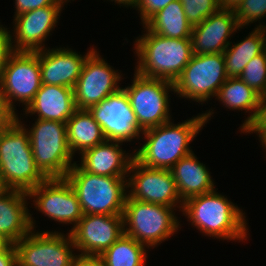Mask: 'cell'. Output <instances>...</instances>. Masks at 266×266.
<instances>
[{"label": "cell", "mask_w": 266, "mask_h": 266, "mask_svg": "<svg viewBox=\"0 0 266 266\" xmlns=\"http://www.w3.org/2000/svg\"><path fill=\"white\" fill-rule=\"evenodd\" d=\"M214 112L208 111L187 121L174 124L170 121L142 132L146 142L134 159L145 167L171 169L180 159L192 153L189 144L208 122Z\"/></svg>", "instance_id": "obj_1"}, {"label": "cell", "mask_w": 266, "mask_h": 266, "mask_svg": "<svg viewBox=\"0 0 266 266\" xmlns=\"http://www.w3.org/2000/svg\"><path fill=\"white\" fill-rule=\"evenodd\" d=\"M182 212L205 235L223 240H246L245 213L215 190L187 199Z\"/></svg>", "instance_id": "obj_2"}, {"label": "cell", "mask_w": 266, "mask_h": 266, "mask_svg": "<svg viewBox=\"0 0 266 266\" xmlns=\"http://www.w3.org/2000/svg\"><path fill=\"white\" fill-rule=\"evenodd\" d=\"M143 28L146 33L135 40L139 60L135 72L174 83L193 55L191 38H167Z\"/></svg>", "instance_id": "obj_3"}, {"label": "cell", "mask_w": 266, "mask_h": 266, "mask_svg": "<svg viewBox=\"0 0 266 266\" xmlns=\"http://www.w3.org/2000/svg\"><path fill=\"white\" fill-rule=\"evenodd\" d=\"M19 118L0 139V174L10 190L29 192L47 177L36 166L29 134Z\"/></svg>", "instance_id": "obj_4"}, {"label": "cell", "mask_w": 266, "mask_h": 266, "mask_svg": "<svg viewBox=\"0 0 266 266\" xmlns=\"http://www.w3.org/2000/svg\"><path fill=\"white\" fill-rule=\"evenodd\" d=\"M65 178L77 194L83 215H123L128 193L126 177L86 172L75 162Z\"/></svg>", "instance_id": "obj_5"}, {"label": "cell", "mask_w": 266, "mask_h": 266, "mask_svg": "<svg viewBox=\"0 0 266 266\" xmlns=\"http://www.w3.org/2000/svg\"><path fill=\"white\" fill-rule=\"evenodd\" d=\"M173 209L174 207L143 202L127 196L123 212L126 227L124 234L148 246L147 248L159 245L180 228Z\"/></svg>", "instance_id": "obj_6"}, {"label": "cell", "mask_w": 266, "mask_h": 266, "mask_svg": "<svg viewBox=\"0 0 266 266\" xmlns=\"http://www.w3.org/2000/svg\"><path fill=\"white\" fill-rule=\"evenodd\" d=\"M36 166L47 178H65L73 154L67 140L66 123L37 119L27 131Z\"/></svg>", "instance_id": "obj_7"}, {"label": "cell", "mask_w": 266, "mask_h": 266, "mask_svg": "<svg viewBox=\"0 0 266 266\" xmlns=\"http://www.w3.org/2000/svg\"><path fill=\"white\" fill-rule=\"evenodd\" d=\"M227 78L223 53L193 54L174 82V93L204 103L217 96Z\"/></svg>", "instance_id": "obj_8"}, {"label": "cell", "mask_w": 266, "mask_h": 266, "mask_svg": "<svg viewBox=\"0 0 266 266\" xmlns=\"http://www.w3.org/2000/svg\"><path fill=\"white\" fill-rule=\"evenodd\" d=\"M132 82L131 86L123 89L128 95L138 125L146 130L171 121L168 92H174V83L142 77L136 72Z\"/></svg>", "instance_id": "obj_9"}, {"label": "cell", "mask_w": 266, "mask_h": 266, "mask_svg": "<svg viewBox=\"0 0 266 266\" xmlns=\"http://www.w3.org/2000/svg\"><path fill=\"white\" fill-rule=\"evenodd\" d=\"M14 246L17 266H71L75 256L72 252L75 246L70 233L65 236L64 233L55 231L38 233L31 230Z\"/></svg>", "instance_id": "obj_10"}, {"label": "cell", "mask_w": 266, "mask_h": 266, "mask_svg": "<svg viewBox=\"0 0 266 266\" xmlns=\"http://www.w3.org/2000/svg\"><path fill=\"white\" fill-rule=\"evenodd\" d=\"M128 172V177L133 173L127 180L128 197L175 208L180 203L182 211L183 201L170 169L145 167L133 159Z\"/></svg>", "instance_id": "obj_11"}, {"label": "cell", "mask_w": 266, "mask_h": 266, "mask_svg": "<svg viewBox=\"0 0 266 266\" xmlns=\"http://www.w3.org/2000/svg\"><path fill=\"white\" fill-rule=\"evenodd\" d=\"M41 73L37 52H16L8 58L0 77V86L9 106L15 111L14 102L25 104V109L33 101L41 88Z\"/></svg>", "instance_id": "obj_12"}, {"label": "cell", "mask_w": 266, "mask_h": 266, "mask_svg": "<svg viewBox=\"0 0 266 266\" xmlns=\"http://www.w3.org/2000/svg\"><path fill=\"white\" fill-rule=\"evenodd\" d=\"M94 50L85 60L73 91L76 109L98 105L120 87L121 75Z\"/></svg>", "instance_id": "obj_13"}, {"label": "cell", "mask_w": 266, "mask_h": 266, "mask_svg": "<svg viewBox=\"0 0 266 266\" xmlns=\"http://www.w3.org/2000/svg\"><path fill=\"white\" fill-rule=\"evenodd\" d=\"M88 110L101 126L106 140L131 142L144 131L138 125L128 95L122 87Z\"/></svg>", "instance_id": "obj_14"}, {"label": "cell", "mask_w": 266, "mask_h": 266, "mask_svg": "<svg viewBox=\"0 0 266 266\" xmlns=\"http://www.w3.org/2000/svg\"><path fill=\"white\" fill-rule=\"evenodd\" d=\"M34 197L35 209L47 215L51 220L75 227L83 217L80 202L66 178H47L28 192Z\"/></svg>", "instance_id": "obj_15"}, {"label": "cell", "mask_w": 266, "mask_h": 266, "mask_svg": "<svg viewBox=\"0 0 266 266\" xmlns=\"http://www.w3.org/2000/svg\"><path fill=\"white\" fill-rule=\"evenodd\" d=\"M124 228L123 215L85 214L69 233L81 254L101 255L124 235Z\"/></svg>", "instance_id": "obj_16"}, {"label": "cell", "mask_w": 266, "mask_h": 266, "mask_svg": "<svg viewBox=\"0 0 266 266\" xmlns=\"http://www.w3.org/2000/svg\"><path fill=\"white\" fill-rule=\"evenodd\" d=\"M62 7L50 5L15 16V39L11 41L15 44L12 45L13 51L37 52L46 49L43 42L56 27Z\"/></svg>", "instance_id": "obj_17"}, {"label": "cell", "mask_w": 266, "mask_h": 266, "mask_svg": "<svg viewBox=\"0 0 266 266\" xmlns=\"http://www.w3.org/2000/svg\"><path fill=\"white\" fill-rule=\"evenodd\" d=\"M239 28L235 12L220 9L192 27V53L195 55L223 53L231 44L228 38H231Z\"/></svg>", "instance_id": "obj_18"}, {"label": "cell", "mask_w": 266, "mask_h": 266, "mask_svg": "<svg viewBox=\"0 0 266 266\" xmlns=\"http://www.w3.org/2000/svg\"><path fill=\"white\" fill-rule=\"evenodd\" d=\"M94 50L92 48L83 56L65 47L37 51L42 84L73 89L81 75L85 60Z\"/></svg>", "instance_id": "obj_19"}, {"label": "cell", "mask_w": 266, "mask_h": 266, "mask_svg": "<svg viewBox=\"0 0 266 266\" xmlns=\"http://www.w3.org/2000/svg\"><path fill=\"white\" fill-rule=\"evenodd\" d=\"M121 143L123 142L105 140L85 150L81 154V164L78 165L84 171L100 176L128 177L134 154H125L126 151H123L122 147L120 149Z\"/></svg>", "instance_id": "obj_20"}, {"label": "cell", "mask_w": 266, "mask_h": 266, "mask_svg": "<svg viewBox=\"0 0 266 266\" xmlns=\"http://www.w3.org/2000/svg\"><path fill=\"white\" fill-rule=\"evenodd\" d=\"M28 192L9 190L0 198V236L15 244L34 230L32 215L27 209Z\"/></svg>", "instance_id": "obj_21"}, {"label": "cell", "mask_w": 266, "mask_h": 266, "mask_svg": "<svg viewBox=\"0 0 266 266\" xmlns=\"http://www.w3.org/2000/svg\"><path fill=\"white\" fill-rule=\"evenodd\" d=\"M25 114L38 115L37 119L66 123L76 110L72 88L42 84Z\"/></svg>", "instance_id": "obj_22"}, {"label": "cell", "mask_w": 266, "mask_h": 266, "mask_svg": "<svg viewBox=\"0 0 266 266\" xmlns=\"http://www.w3.org/2000/svg\"><path fill=\"white\" fill-rule=\"evenodd\" d=\"M181 200L216 190L205 164L194 153L180 159L171 169Z\"/></svg>", "instance_id": "obj_23"}, {"label": "cell", "mask_w": 266, "mask_h": 266, "mask_svg": "<svg viewBox=\"0 0 266 266\" xmlns=\"http://www.w3.org/2000/svg\"><path fill=\"white\" fill-rule=\"evenodd\" d=\"M67 140L73 155H80L106 140L101 126L88 109H76L66 122Z\"/></svg>", "instance_id": "obj_24"}, {"label": "cell", "mask_w": 266, "mask_h": 266, "mask_svg": "<svg viewBox=\"0 0 266 266\" xmlns=\"http://www.w3.org/2000/svg\"><path fill=\"white\" fill-rule=\"evenodd\" d=\"M143 26L152 33L173 39L191 38L192 33V25L185 16L180 0L169 3Z\"/></svg>", "instance_id": "obj_25"}, {"label": "cell", "mask_w": 266, "mask_h": 266, "mask_svg": "<svg viewBox=\"0 0 266 266\" xmlns=\"http://www.w3.org/2000/svg\"><path fill=\"white\" fill-rule=\"evenodd\" d=\"M264 37V27H257L244 40L225 49L223 56L228 78L239 77L248 62L264 51Z\"/></svg>", "instance_id": "obj_26"}, {"label": "cell", "mask_w": 266, "mask_h": 266, "mask_svg": "<svg viewBox=\"0 0 266 266\" xmlns=\"http://www.w3.org/2000/svg\"><path fill=\"white\" fill-rule=\"evenodd\" d=\"M259 97L260 95L239 77L227 78L216 96L228 109L253 111L240 126L241 131L253 120L257 111Z\"/></svg>", "instance_id": "obj_27"}, {"label": "cell", "mask_w": 266, "mask_h": 266, "mask_svg": "<svg viewBox=\"0 0 266 266\" xmlns=\"http://www.w3.org/2000/svg\"><path fill=\"white\" fill-rule=\"evenodd\" d=\"M145 246L124 234L100 256L105 266H145Z\"/></svg>", "instance_id": "obj_28"}, {"label": "cell", "mask_w": 266, "mask_h": 266, "mask_svg": "<svg viewBox=\"0 0 266 266\" xmlns=\"http://www.w3.org/2000/svg\"><path fill=\"white\" fill-rule=\"evenodd\" d=\"M239 78L260 96L266 93V54L264 51L248 62Z\"/></svg>", "instance_id": "obj_29"}, {"label": "cell", "mask_w": 266, "mask_h": 266, "mask_svg": "<svg viewBox=\"0 0 266 266\" xmlns=\"http://www.w3.org/2000/svg\"><path fill=\"white\" fill-rule=\"evenodd\" d=\"M180 2L192 27L221 9L218 0H180Z\"/></svg>", "instance_id": "obj_30"}, {"label": "cell", "mask_w": 266, "mask_h": 266, "mask_svg": "<svg viewBox=\"0 0 266 266\" xmlns=\"http://www.w3.org/2000/svg\"><path fill=\"white\" fill-rule=\"evenodd\" d=\"M234 12L242 28L266 16V0H244Z\"/></svg>", "instance_id": "obj_31"}, {"label": "cell", "mask_w": 266, "mask_h": 266, "mask_svg": "<svg viewBox=\"0 0 266 266\" xmlns=\"http://www.w3.org/2000/svg\"><path fill=\"white\" fill-rule=\"evenodd\" d=\"M266 130V93L259 97V103L253 120L241 131L258 133L259 136Z\"/></svg>", "instance_id": "obj_32"}, {"label": "cell", "mask_w": 266, "mask_h": 266, "mask_svg": "<svg viewBox=\"0 0 266 266\" xmlns=\"http://www.w3.org/2000/svg\"><path fill=\"white\" fill-rule=\"evenodd\" d=\"M173 1L175 0H140L136 8L140 12V18L143 25L153 15Z\"/></svg>", "instance_id": "obj_33"}, {"label": "cell", "mask_w": 266, "mask_h": 266, "mask_svg": "<svg viewBox=\"0 0 266 266\" xmlns=\"http://www.w3.org/2000/svg\"><path fill=\"white\" fill-rule=\"evenodd\" d=\"M0 25V77L6 67L8 58L14 52L12 48V38L10 30Z\"/></svg>", "instance_id": "obj_34"}, {"label": "cell", "mask_w": 266, "mask_h": 266, "mask_svg": "<svg viewBox=\"0 0 266 266\" xmlns=\"http://www.w3.org/2000/svg\"><path fill=\"white\" fill-rule=\"evenodd\" d=\"M50 5H64L57 0H15L16 12L14 16L27 11L43 8Z\"/></svg>", "instance_id": "obj_35"}, {"label": "cell", "mask_w": 266, "mask_h": 266, "mask_svg": "<svg viewBox=\"0 0 266 266\" xmlns=\"http://www.w3.org/2000/svg\"><path fill=\"white\" fill-rule=\"evenodd\" d=\"M9 106L5 94L0 86V122H16L18 115Z\"/></svg>", "instance_id": "obj_36"}, {"label": "cell", "mask_w": 266, "mask_h": 266, "mask_svg": "<svg viewBox=\"0 0 266 266\" xmlns=\"http://www.w3.org/2000/svg\"><path fill=\"white\" fill-rule=\"evenodd\" d=\"M71 266H105L100 255L80 254L73 257Z\"/></svg>", "instance_id": "obj_37"}, {"label": "cell", "mask_w": 266, "mask_h": 266, "mask_svg": "<svg viewBox=\"0 0 266 266\" xmlns=\"http://www.w3.org/2000/svg\"><path fill=\"white\" fill-rule=\"evenodd\" d=\"M0 266H17V252L14 244H9L0 252Z\"/></svg>", "instance_id": "obj_38"}, {"label": "cell", "mask_w": 266, "mask_h": 266, "mask_svg": "<svg viewBox=\"0 0 266 266\" xmlns=\"http://www.w3.org/2000/svg\"><path fill=\"white\" fill-rule=\"evenodd\" d=\"M244 0H218L220 8L223 10L235 11Z\"/></svg>", "instance_id": "obj_39"}, {"label": "cell", "mask_w": 266, "mask_h": 266, "mask_svg": "<svg viewBox=\"0 0 266 266\" xmlns=\"http://www.w3.org/2000/svg\"><path fill=\"white\" fill-rule=\"evenodd\" d=\"M110 1H114L119 5L123 4L125 7L132 6V8L134 7L136 9L140 0H110Z\"/></svg>", "instance_id": "obj_40"}, {"label": "cell", "mask_w": 266, "mask_h": 266, "mask_svg": "<svg viewBox=\"0 0 266 266\" xmlns=\"http://www.w3.org/2000/svg\"><path fill=\"white\" fill-rule=\"evenodd\" d=\"M10 189L6 186L3 177L0 174V198L6 194Z\"/></svg>", "instance_id": "obj_41"}, {"label": "cell", "mask_w": 266, "mask_h": 266, "mask_svg": "<svg viewBox=\"0 0 266 266\" xmlns=\"http://www.w3.org/2000/svg\"><path fill=\"white\" fill-rule=\"evenodd\" d=\"M15 122H0V139L7 128L13 125Z\"/></svg>", "instance_id": "obj_42"}, {"label": "cell", "mask_w": 266, "mask_h": 266, "mask_svg": "<svg viewBox=\"0 0 266 266\" xmlns=\"http://www.w3.org/2000/svg\"><path fill=\"white\" fill-rule=\"evenodd\" d=\"M10 243L0 236V252H2Z\"/></svg>", "instance_id": "obj_43"}, {"label": "cell", "mask_w": 266, "mask_h": 266, "mask_svg": "<svg viewBox=\"0 0 266 266\" xmlns=\"http://www.w3.org/2000/svg\"><path fill=\"white\" fill-rule=\"evenodd\" d=\"M259 138L263 147L265 146L266 148V130L259 136Z\"/></svg>", "instance_id": "obj_44"}, {"label": "cell", "mask_w": 266, "mask_h": 266, "mask_svg": "<svg viewBox=\"0 0 266 266\" xmlns=\"http://www.w3.org/2000/svg\"><path fill=\"white\" fill-rule=\"evenodd\" d=\"M258 27H264V35H265V37H264V52H265V54H266V26H265V25L262 26V25L260 24V25H258Z\"/></svg>", "instance_id": "obj_45"}, {"label": "cell", "mask_w": 266, "mask_h": 266, "mask_svg": "<svg viewBox=\"0 0 266 266\" xmlns=\"http://www.w3.org/2000/svg\"><path fill=\"white\" fill-rule=\"evenodd\" d=\"M57 1H59V2L64 4V2L66 3V1H68V0H57Z\"/></svg>", "instance_id": "obj_46"}]
</instances>
